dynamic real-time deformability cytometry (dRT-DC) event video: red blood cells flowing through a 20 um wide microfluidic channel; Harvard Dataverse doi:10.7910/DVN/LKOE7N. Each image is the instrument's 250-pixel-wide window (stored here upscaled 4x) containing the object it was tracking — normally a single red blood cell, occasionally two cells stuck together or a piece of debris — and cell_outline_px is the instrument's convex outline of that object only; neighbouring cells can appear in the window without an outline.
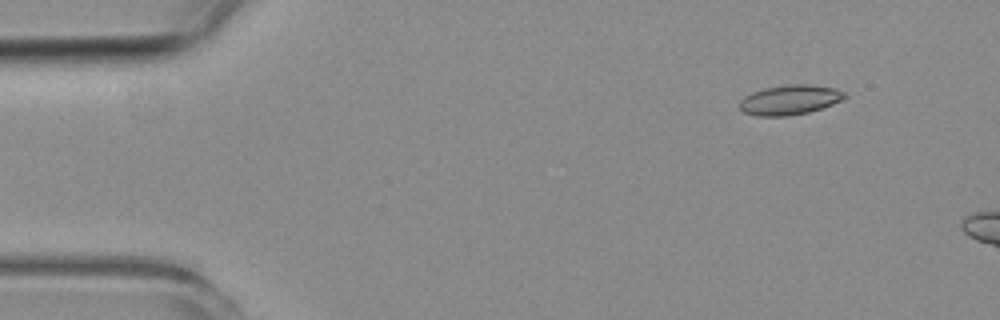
{"species": "common noctule bat (a hibernating species)", "species_latin": "Nyctalus noctula", "temperature_condition": "room temperature", "stored_images_in_passage": 4, "camera_frame_rate_fps": 3000, "um_per_image_px": 0.085, "animal": {"sex": "female", "body_mass_g": 19.3, "forearm_length_mm": 54.1}, "frame": {"image": 1, "passage_image": 4, "time_ms": 4.333, "image_size_px": [1000, 320], "cell_outline_px": [[848, 96], [832, 104], [808, 112], [788, 116], [756, 116], [744, 112], [740, 108], [740, 100], [744, 96], [752, 92], [764, 88], [788, 84], [808, 84], [836, 88], [844, 92]], "centroid_in_image_um": [67.12, 8.48], "position_along_channel_um": 17.9, "area_um2": 18.21}}